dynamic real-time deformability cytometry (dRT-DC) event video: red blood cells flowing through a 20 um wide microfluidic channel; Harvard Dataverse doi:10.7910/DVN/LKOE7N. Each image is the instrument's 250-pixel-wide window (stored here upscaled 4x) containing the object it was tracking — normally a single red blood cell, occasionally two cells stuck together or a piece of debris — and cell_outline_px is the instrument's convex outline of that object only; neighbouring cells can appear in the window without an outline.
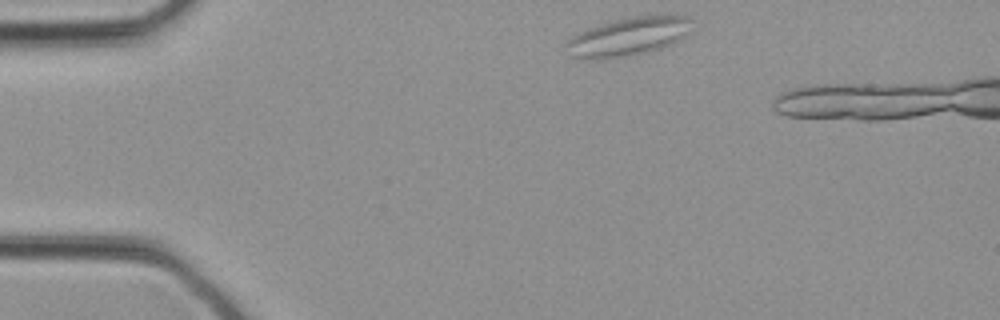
{"species": "common noctule bat (a hibernating species)", "species_latin": "Nyctalus noctula", "temperature_condition": "cold", "stored_images_in_passage": 4, "camera_frame_rate_fps": 3000, "um_per_image_px": 0.085, "animal": {"sex": "female", "body_mass_g": 21.9}, "frame": {"image": 1, "passage_image": 1, "time_ms": 0.0, "image_size_px": [1000, 320], "cell_outline_px": [[692, 20], [680, 40], [660, 48], [628, 56], [600, 60], [580, 60], [568, 56], [564, 44], [572, 36], [580, 32], [600, 24], [632, 16], [684, 16]], "centroid_in_image_um": [53.26, 3.16], "position_along_channel_um": 31.7, "area_um2": 27.86}}